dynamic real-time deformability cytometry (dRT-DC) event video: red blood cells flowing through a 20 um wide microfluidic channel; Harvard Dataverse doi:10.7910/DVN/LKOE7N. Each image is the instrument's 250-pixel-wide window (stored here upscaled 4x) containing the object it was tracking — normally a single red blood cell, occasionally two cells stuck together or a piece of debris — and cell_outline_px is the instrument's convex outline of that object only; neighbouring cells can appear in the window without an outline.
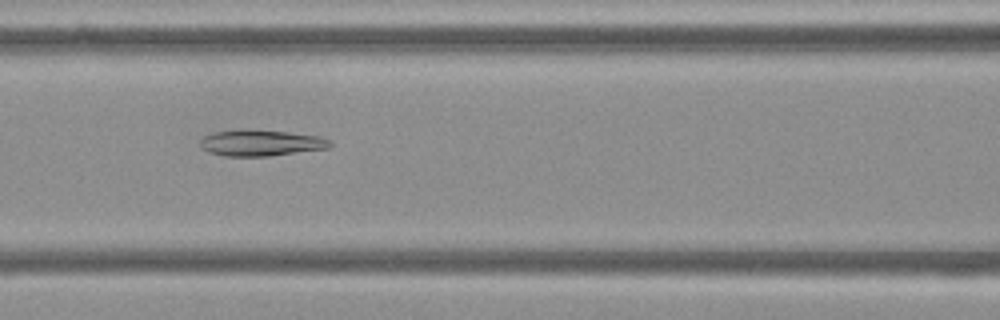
{"species": "Egyptian fruit bat (a non-hibernating species)", "species_latin": "Rousettus aegyptiacus", "temperature_condition": "cold", "stored_images_in_passage": 54, "camera_frame_rate_fps": 3000, "um_per_image_px": 0.085, "frame": {"image": 1, "passage_image": 23, "time_ms": 7.333, "image_size_px": [1000, 320], "cell_outline_px": [[332, 148], [268, 156], [224, 156], [208, 152], [200, 144], [200, 140], [204, 136], [216, 132], [244, 128], [248, 128], [288, 132], [320, 136], [332, 140]], "centroid_in_image_um": [22.23, 12.13], "position_along_channel_um": 144.4, "area_um2": 20.11}}
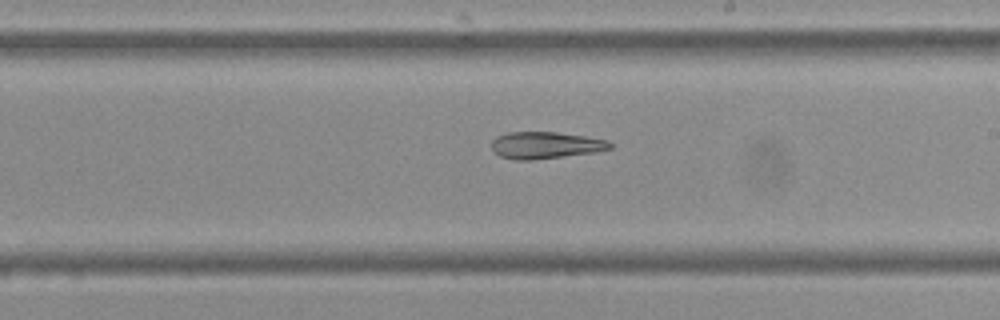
{"frame": {"image": 2, "passage_image": 31, "time_ms": 10.0, "image_size_px": [1000, 320], "cell_outline_px": [[612, 148], [596, 152], [532, 160], [516, 160], [500, 156], [492, 152], [492, 140], [496, 136], [508, 132], [556, 132], [584, 136], [608, 140], [612, 144]], "centroid_in_image_um": [46.34, 12.34], "position_along_channel_um": 242.7, "area_um2": 18.61}}
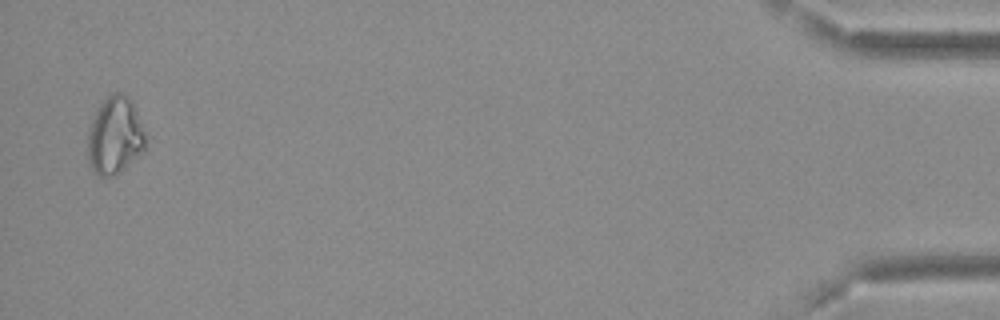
{"frame": {"image": 3, "passage_image": 53, "time_ms": 17.333, "image_size_px": [1000, 320], "cell_outline_px": [[152, 136], [140, 156], [124, 168], [112, 176], [96, 176], [92, 172], [88, 164], [88, 132], [92, 120], [100, 104], [112, 92], [124, 92], [132, 100]], "centroid_in_image_um": [9.86, 11.52], "position_along_channel_um": 425.3, "area_um2": 27.34}, "authors_computed_cell_mechanics": {"area_um2": 22.542, "velocity_mm_per_s": 3.6932, "shape_relaxation_time_tau1_ms": null, "shape_relaxation_time_tau2_ms": 3.5735, "deformation_change_tau1": null, "deformation_change_tau2": 0.093}}